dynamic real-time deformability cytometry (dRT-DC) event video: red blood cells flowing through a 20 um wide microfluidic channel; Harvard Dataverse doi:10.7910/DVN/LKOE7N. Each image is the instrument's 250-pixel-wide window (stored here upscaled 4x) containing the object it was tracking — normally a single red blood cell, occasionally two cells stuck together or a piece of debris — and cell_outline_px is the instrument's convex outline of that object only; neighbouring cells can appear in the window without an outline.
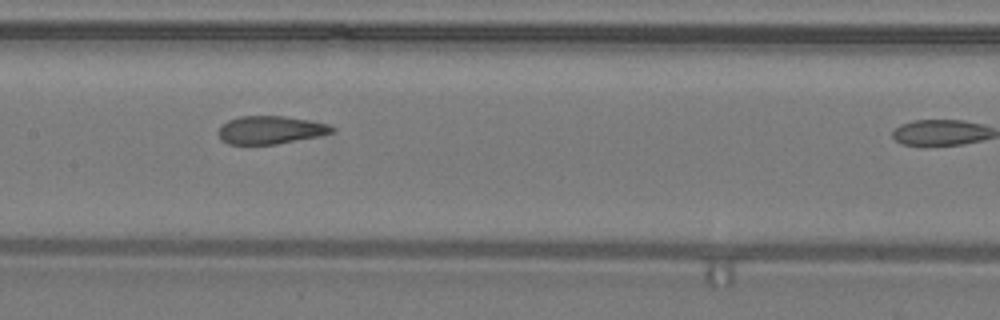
{"species": "common noctule bat (a hibernating species)", "species_latin": "Nyctalus noctula", "temperature_condition": "warm", "stored_images_in_passage": 10, "camera_frame_rate_fps": 3000, "um_per_image_px": 0.085, "animal": {"sex": "male", "body_mass_g": 19.2, "forearm_length_mm": 51.8}, "frame": {"image": 1, "passage_image": 7, "time_ms": 2.0, "image_size_px": [1000, 320], "cell_outline_px": [[336, 128], [332, 132], [316, 136], [276, 144], [228, 144], [220, 140], [220, 128], [228, 120], [240, 116], [284, 116], [328, 124]], "centroid_in_image_um": [22.97, 11.04], "position_along_channel_um": 184.4, "area_um2": 18.15}}